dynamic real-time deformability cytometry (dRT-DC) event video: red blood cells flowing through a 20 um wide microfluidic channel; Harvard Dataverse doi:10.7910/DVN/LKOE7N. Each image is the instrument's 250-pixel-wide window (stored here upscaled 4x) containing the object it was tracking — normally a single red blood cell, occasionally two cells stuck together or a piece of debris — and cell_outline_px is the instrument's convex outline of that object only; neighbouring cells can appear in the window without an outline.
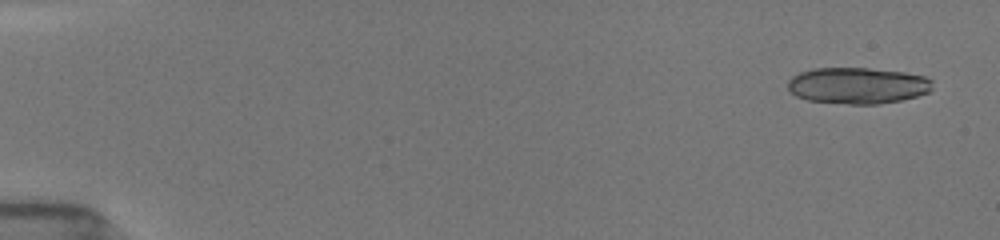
{"species": "common noctule bat (a hibernating species)", "species_latin": "Nyctalus noctula", "temperature_condition": "room temperature", "stored_images_in_passage": 25, "camera_frame_rate_fps": 3000, "um_per_image_px": 0.085, "animal": {"sex": "female", "body_mass_g": 19.5, "forearm_length_mm": 54.1}, "frame": {"image": 1, "passage_image": 2, "time_ms": 0.333, "image_size_px": [1000, 240], "cell_outline_px": [[932, 88], [928, 92], [916, 96], [900, 100], [876, 104], [848, 104], [808, 100], [796, 96], [788, 88], [788, 80], [792, 76], [800, 72], [812, 68], [868, 68], [904, 72], [924, 76], [932, 80]], "centroid_in_image_um": [72.88, 7.26], "position_along_channel_um": 12.1, "area_um2": 30.58}}
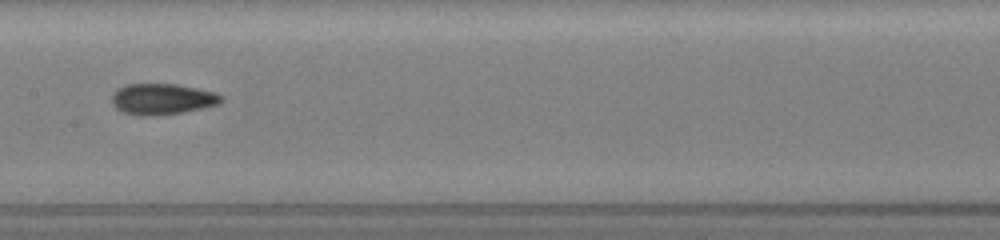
{"frame": {"image": 2, "passage_image": 23, "time_ms": 7.333, "image_size_px": [1000, 240], "cell_outline_px": [[224, 100], [220, 104], [180, 112], [156, 116], [140, 116], [124, 112], [116, 108], [112, 104], [112, 92], [116, 88], [128, 84], [176, 84], [216, 92], [224, 96]], "centroid_in_image_um": [13.78, 8.41], "position_along_channel_um": 193.6, "area_um2": 19.88}}